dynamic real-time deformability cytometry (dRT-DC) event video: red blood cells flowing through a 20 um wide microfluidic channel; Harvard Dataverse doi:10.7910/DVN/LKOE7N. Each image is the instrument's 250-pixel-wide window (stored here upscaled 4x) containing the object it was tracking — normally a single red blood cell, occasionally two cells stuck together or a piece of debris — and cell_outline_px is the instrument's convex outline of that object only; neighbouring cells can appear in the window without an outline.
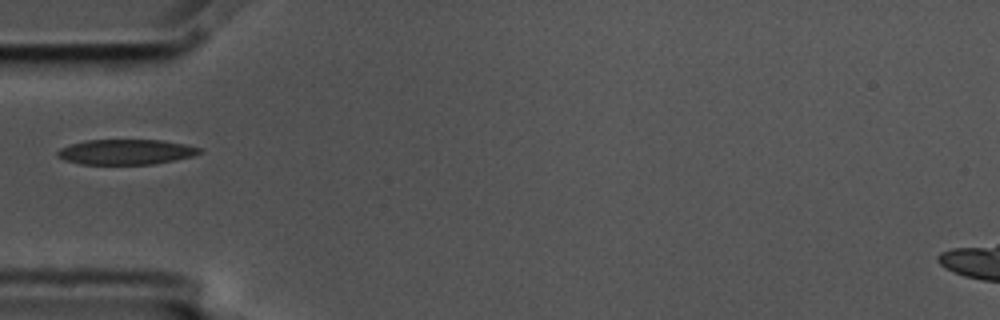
{"species": "common noctule bat (a hibernating species)", "species_latin": "Nyctalus noctula", "temperature_condition": "cold", "stored_images_in_passage": 1, "camera_frame_rate_fps": 3000, "um_per_image_px": 0.085, "animal": {"sex": "male", "body_mass_g": 17.5, "forearm_length_mm": 52.3}, "frame": {"image": 1, "passage_image": 1, "time_ms": 0.0, "image_size_px": [1000, 320], "cell_outline_px": [[204, 152], [192, 156], [176, 160], [152, 164], [80, 164], [64, 160], [56, 156], [56, 152], [60, 148], [84, 140], [160, 140], [184, 144], [204, 148]], "centroid_in_image_um": [10.72, 12.91], "position_along_channel_um": 74.3, "area_um2": 20.98}}